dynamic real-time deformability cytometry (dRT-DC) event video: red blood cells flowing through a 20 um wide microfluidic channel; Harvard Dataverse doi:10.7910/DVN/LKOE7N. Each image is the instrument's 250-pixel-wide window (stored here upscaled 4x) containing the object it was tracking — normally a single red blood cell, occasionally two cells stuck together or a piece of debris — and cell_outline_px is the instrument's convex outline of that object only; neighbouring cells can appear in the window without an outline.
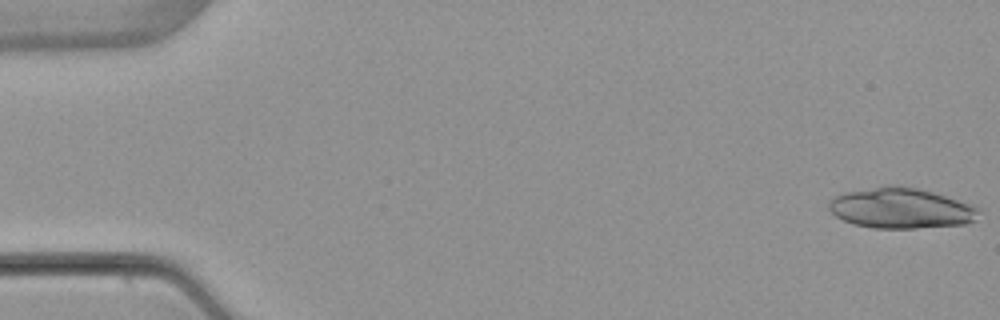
{"species": "common noctule bat (a hibernating species)", "species_latin": "Nyctalus noctula", "temperature_condition": "warm", "stored_images_in_passage": 6, "camera_frame_rate_fps": 3000, "um_per_image_px": 0.085, "animal": {"sex": "female", "body_mass_g": 22.7, "forearm_length_mm": 54.2}, "frame": {"image": 1, "passage_image": 1, "time_ms": 0.0, "image_size_px": [1000, 320], "cell_outline_px": [[980, 212], [976, 220], [968, 224], [916, 228], [872, 228], [852, 224], [836, 216], [828, 208], [828, 200], [844, 192], [876, 188], [916, 188], [932, 192], [972, 204], [980, 208]], "centroid_in_image_um": [76.62, 17.74], "position_along_channel_um": 8.4, "area_um2": 34.8}}